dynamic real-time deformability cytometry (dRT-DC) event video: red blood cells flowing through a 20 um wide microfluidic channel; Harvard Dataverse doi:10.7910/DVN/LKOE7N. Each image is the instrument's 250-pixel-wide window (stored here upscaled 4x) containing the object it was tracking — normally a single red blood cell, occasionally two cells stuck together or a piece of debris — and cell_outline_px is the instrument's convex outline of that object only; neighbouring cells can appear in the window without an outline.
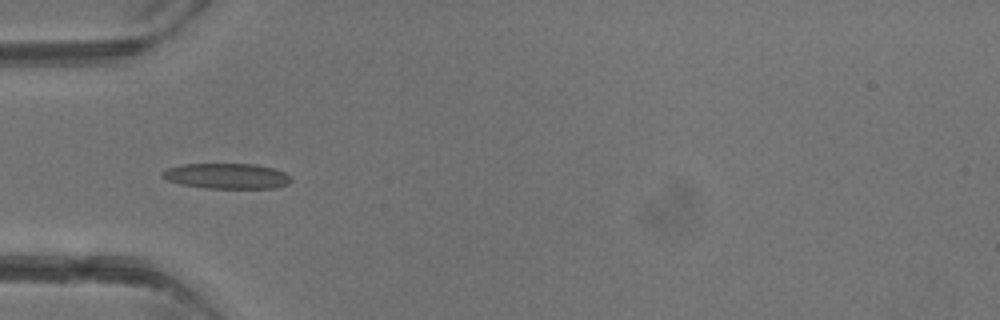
{"species": "common noctule bat (a hibernating species)", "species_latin": "Nyctalus noctula", "temperature_condition": "warm", "stored_images_in_passage": 3, "camera_frame_rate_fps": 3000, "um_per_image_px": 0.085, "animal": {"sex": "male", "body_mass_g": 13.3}, "frame": {"image": 1, "passage_image": 3, "time_ms": 2.333, "image_size_px": [1000, 320], "cell_outline_px": [[292, 180], [288, 184], [276, 188], [204, 188], [180, 184], [168, 180], [160, 176], [160, 172], [168, 168], [184, 164], [256, 164], [272, 168], [284, 172]], "centroid_in_image_um": [19.25, 14.96], "position_along_channel_um": 65.7, "area_um2": 19.07}}